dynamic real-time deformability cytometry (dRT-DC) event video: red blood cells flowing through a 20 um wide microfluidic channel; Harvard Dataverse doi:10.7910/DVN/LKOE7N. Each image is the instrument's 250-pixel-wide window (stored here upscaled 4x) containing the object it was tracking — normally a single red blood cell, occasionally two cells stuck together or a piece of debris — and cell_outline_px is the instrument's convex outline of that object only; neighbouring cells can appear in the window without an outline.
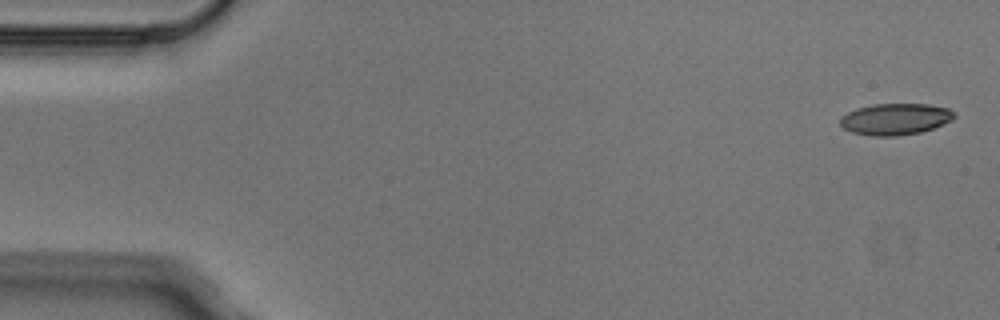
{"species": "Egyptian fruit bat (a non-hibernating species)", "species_latin": "Rousettus aegyptiacus", "temperature_condition": "cold", "stored_images_in_passage": 6, "camera_frame_rate_fps": 3000, "um_per_image_px": 0.085, "animal": {"sex": "male"}, "frame": {"image": 1, "passage_image": 1, "time_ms": 0.0, "image_size_px": [1000, 320], "cell_outline_px": [[956, 116], [952, 120], [944, 124], [920, 132], [896, 136], [872, 136], [852, 132], [844, 128], [840, 124], [840, 116], [856, 108], [872, 104], [928, 104], [948, 108]], "centroid_in_image_um": [76.08, 10.12], "position_along_channel_um": 8.9, "area_um2": 20.92}}
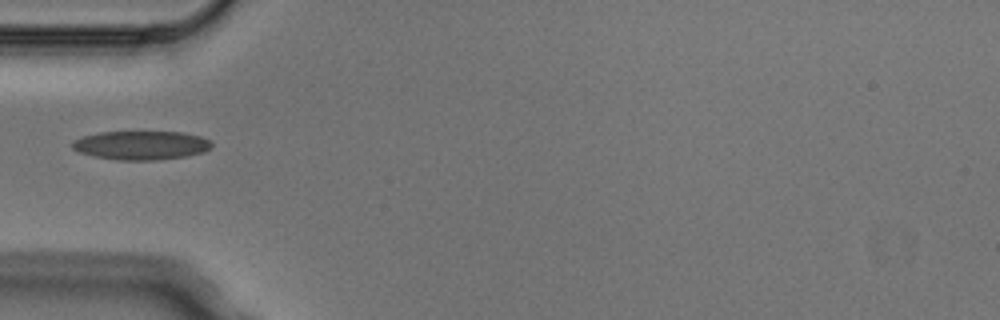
{"frame": {"image": 2, "passage_image": 5, "time_ms": 1.333, "image_size_px": [1000, 320], "cell_outline_px": [[212, 148], [204, 152], [188, 156], [156, 160], [116, 160], [92, 156], [80, 152], [72, 148], [72, 140], [84, 136], [100, 132], [184, 132], [200, 136], [212, 140]], "centroid_in_image_um": [12.03, 12.35], "position_along_channel_um": 73.0, "area_um2": 23.64}}
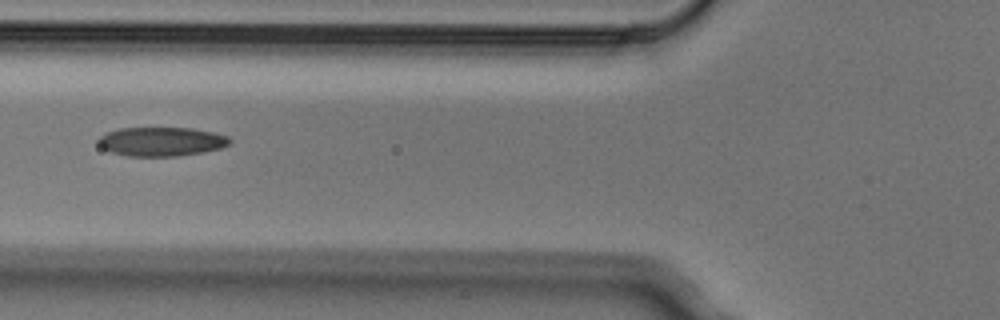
{"frame": {"image": 3, "passage_image": 6, "time_ms": 1.667, "image_size_px": [1000, 320], "cell_outline_px": [[232, 144], [220, 148], [204, 152], [180, 156], [128, 156], [112, 152], [104, 148], [100, 144], [100, 136], [104, 132], [120, 128], [192, 128], [212, 132], [228, 136], [232, 140]], "centroid_in_image_um": [13.77, 12.03], "position_along_channel_um": 112.0, "area_um2": 22.25}}